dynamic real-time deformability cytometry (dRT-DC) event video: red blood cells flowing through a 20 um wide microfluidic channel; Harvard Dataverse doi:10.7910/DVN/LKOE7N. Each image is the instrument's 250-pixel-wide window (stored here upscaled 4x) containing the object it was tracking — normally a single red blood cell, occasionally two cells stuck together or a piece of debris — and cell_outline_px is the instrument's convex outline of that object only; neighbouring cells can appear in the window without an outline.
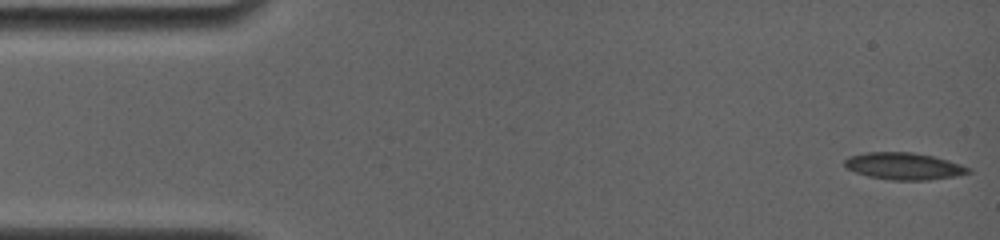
{"species": "common noctule bat (a hibernating species)", "species_latin": "Nyctalus noctula", "temperature_condition": "room temperature", "stored_images_in_passage": 44, "segment_of_instrument_passage": [1, 2], "camera_frame_rate_fps": 4000, "um_per_image_px": 0.085, "animal": {"sex": "female", "body_mass_g": 19.0, "forearm_length_mm": 56.7}, "frame": {"image": 1, "passage_image": 1, "time_ms": 0.0, "image_size_px": [1000, 240], "cell_outline_px": [[972, 172], [960, 176], [928, 180], [888, 180], [868, 176], [844, 168], [844, 160], [852, 156], [868, 152], [908, 152], [932, 156], [972, 168]], "centroid_in_image_um": [76.84, 14.14], "position_along_channel_um": 8.2, "area_um2": 19.42}}
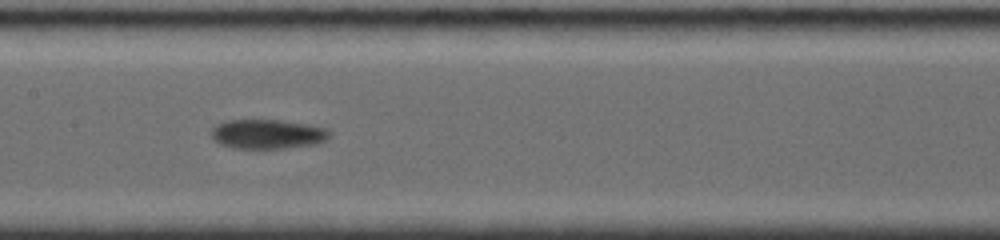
{"frame": {"image": 2, "passage_image": 21, "time_ms": 8.0, "image_size_px": [1000, 240], "cell_outline_px": [[332, 132], [324, 140], [316, 144], [284, 148], [232, 148], [220, 144], [212, 136], [212, 128], [216, 124], [224, 120], [280, 120], [308, 124], [328, 128]], "centroid_in_image_um": [22.75, 11.38], "position_along_channel_um": 184.7, "area_um2": 20.29}}
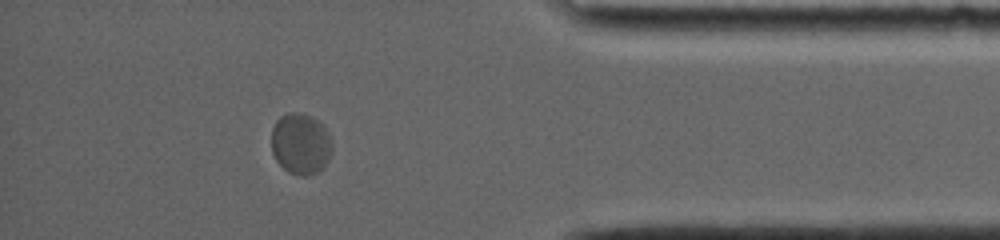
{"frame": {"image": 3, "passage_image": 38, "time_ms": 14.5, "image_size_px": [1000, 240], "cell_outline_px": [[332, 152], [328, 160], [316, 172], [308, 176], [304, 176], [288, 172], [276, 160], [272, 152], [272, 128], [276, 120], [280, 116], [288, 112], [296, 112], [312, 116], [324, 124], [332, 140]], "centroid_in_image_um": [25.57, 12.19], "position_along_channel_um": 409.6, "area_um2": 21.79}}